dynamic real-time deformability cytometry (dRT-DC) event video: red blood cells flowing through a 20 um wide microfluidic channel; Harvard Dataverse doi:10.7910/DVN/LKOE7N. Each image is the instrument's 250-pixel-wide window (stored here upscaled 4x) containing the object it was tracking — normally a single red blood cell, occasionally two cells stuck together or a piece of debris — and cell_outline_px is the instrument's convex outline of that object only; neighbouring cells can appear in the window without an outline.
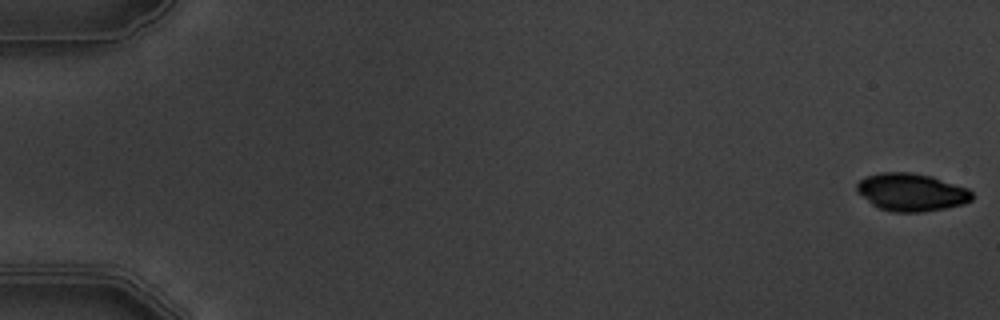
{"species": "common noctule bat (a hibernating species)", "species_latin": "Nyctalus noctula", "temperature_condition": "warm", "stored_images_in_passage": 7, "camera_frame_rate_fps": 3000, "um_per_image_px": 0.085, "animal": {"sex": "male", "body_mass_g": 19.5, "forearm_length_mm": 54.6}, "frame": {"image": 1, "passage_image": 1, "time_ms": 0.0, "image_size_px": [1000, 320], "cell_outline_px": [[972, 200], [964, 204], [924, 212], [892, 212], [880, 208], [872, 204], [856, 192], [856, 184], [860, 180], [868, 176], [880, 172], [912, 172], [932, 176], [968, 188], [972, 192]], "centroid_in_image_um": [77.47, 16.33], "position_along_channel_um": 7.5, "area_um2": 25.43}}